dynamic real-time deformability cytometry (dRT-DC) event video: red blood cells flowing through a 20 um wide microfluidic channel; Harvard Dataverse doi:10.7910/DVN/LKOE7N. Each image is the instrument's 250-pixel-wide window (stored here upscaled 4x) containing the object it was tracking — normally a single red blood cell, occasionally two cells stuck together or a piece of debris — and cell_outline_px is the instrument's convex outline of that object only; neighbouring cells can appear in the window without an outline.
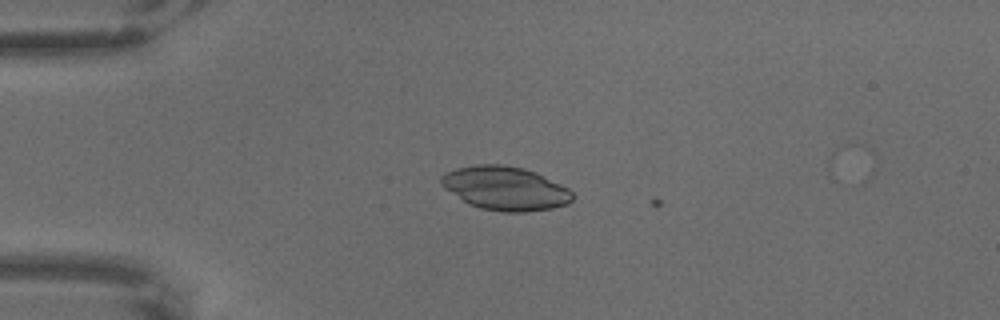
{"species": "common noctule bat (a hibernating species)", "species_latin": "Nyctalus noctula", "temperature_condition": "warm", "stored_images_in_passage": 9, "camera_frame_rate_fps": 3000, "um_per_image_px": 0.085, "animal": {"sex": "male", "body_mass_g": 18.8}, "frame": {"image": 1, "passage_image": 8, "time_ms": 2.333, "image_size_px": [1000, 320], "cell_outline_px": [[572, 200], [568, 204], [552, 208], [524, 212], [504, 212], [480, 208], [468, 204], [444, 188], [440, 184], [440, 176], [444, 172], [456, 168], [476, 164], [504, 164], [524, 168], [536, 172], [568, 188], [572, 192]], "centroid_in_image_um": [42.91, 16.0], "position_along_channel_um": 42.1, "area_um2": 33.64}}